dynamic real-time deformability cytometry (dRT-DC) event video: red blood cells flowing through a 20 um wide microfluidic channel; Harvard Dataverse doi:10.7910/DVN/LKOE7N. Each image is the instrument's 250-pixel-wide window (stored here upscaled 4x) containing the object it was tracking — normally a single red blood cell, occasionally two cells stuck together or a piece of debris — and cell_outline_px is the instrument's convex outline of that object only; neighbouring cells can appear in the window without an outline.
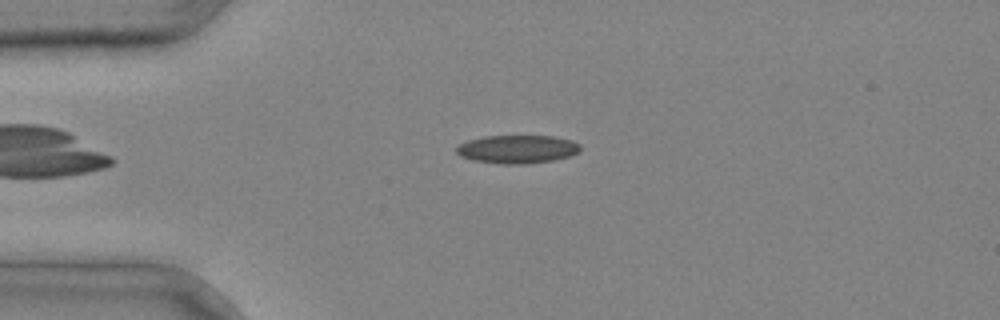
{"species": "common noctule bat (a hibernating species)", "species_latin": "Nyctalus noctula", "temperature_condition": "cold", "stored_images_in_passage": 3, "camera_frame_rate_fps": 3000, "um_per_image_px": 0.085, "animal": {"sex": "male", "body_mass_g": 20.4}, "frame": {"image": 1, "passage_image": 3, "time_ms": 0.667, "image_size_px": [1000, 320], "cell_outline_px": [[580, 152], [572, 156], [556, 160], [528, 164], [500, 164], [472, 160], [460, 156], [456, 152], [456, 148], [460, 144], [468, 140], [484, 136], [552, 136], [572, 140], [580, 144]], "centroid_in_image_um": [44.01, 12.69], "position_along_channel_um": 41.0, "area_um2": 20.69}}